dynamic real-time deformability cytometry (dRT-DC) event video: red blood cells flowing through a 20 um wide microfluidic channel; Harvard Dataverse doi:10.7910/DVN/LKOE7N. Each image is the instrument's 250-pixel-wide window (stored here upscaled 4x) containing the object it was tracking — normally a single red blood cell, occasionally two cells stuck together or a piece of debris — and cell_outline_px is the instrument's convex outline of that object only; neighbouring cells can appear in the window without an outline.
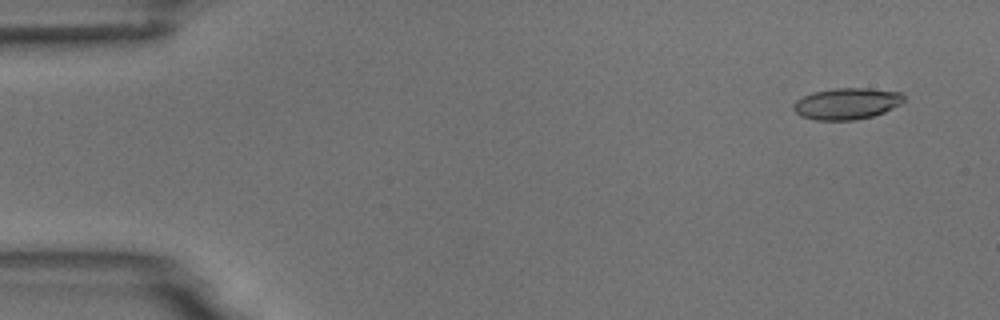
{"species": "common noctule bat (a hibernating species)", "species_latin": "Nyctalus noctula", "temperature_condition": "room temperature", "stored_images_in_passage": 5, "camera_frame_rate_fps": 3000, "um_per_image_px": 0.085, "animal": {"sex": "male", "body_mass_g": 18.8}, "frame": {"image": 1, "passage_image": 1, "time_ms": 0.0, "image_size_px": [1000, 320], "cell_outline_px": [[904, 100], [900, 104], [884, 112], [872, 116], [852, 120], [816, 120], [800, 116], [792, 108], [792, 104], [796, 100], [812, 92], [832, 88], [868, 88], [900, 92], [904, 96]], "centroid_in_image_um": [71.94, 8.8], "position_along_channel_um": 13.1, "area_um2": 20.23}}
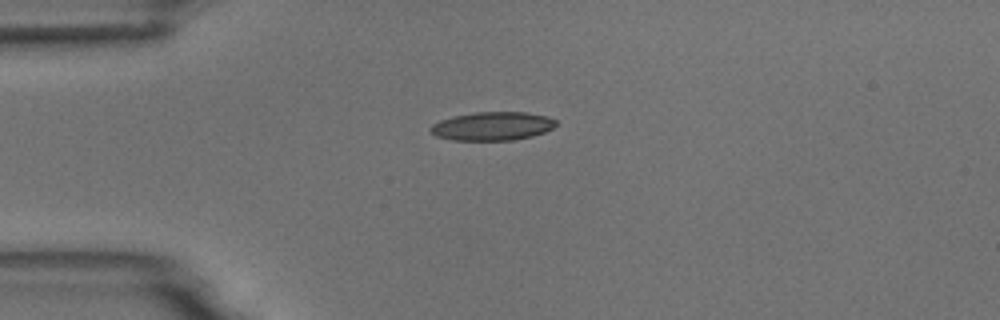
{"frame": {"image": 2, "passage_image": 4, "time_ms": 3.333, "image_size_px": [1000, 320], "cell_outline_px": [[556, 124], [552, 128], [544, 132], [532, 136], [512, 140], [452, 140], [436, 136], [428, 128], [432, 124], [440, 120], [452, 116], [476, 112], [524, 112], [548, 116], [556, 120]], "centroid_in_image_um": [41.83, 10.72], "position_along_channel_um": 43.2, "area_um2": 20.87}}